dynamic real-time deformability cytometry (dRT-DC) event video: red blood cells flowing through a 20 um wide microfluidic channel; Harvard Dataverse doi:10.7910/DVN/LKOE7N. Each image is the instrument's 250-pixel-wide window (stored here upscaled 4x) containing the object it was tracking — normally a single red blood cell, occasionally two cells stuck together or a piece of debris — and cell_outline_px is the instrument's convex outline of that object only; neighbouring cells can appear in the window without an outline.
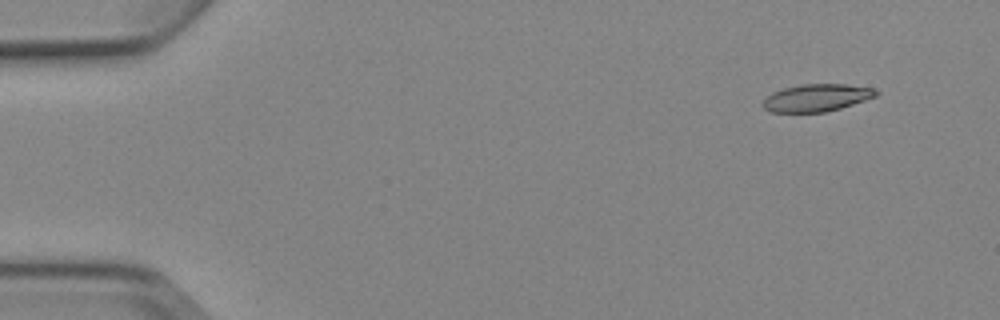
{"species": "Egyptian fruit bat (a non-hibernating species)", "species_latin": "Rousettus aegyptiacus", "temperature_condition": "cold", "stored_images_in_passage": 5, "camera_frame_rate_fps": 3000, "um_per_image_px": 0.085, "animal": {"sex": "female"}, "frame": {"image": 1, "passage_image": 2, "time_ms": 1.333, "image_size_px": [1000, 320], "cell_outline_px": [[880, 92], [876, 96], [840, 108], [824, 112], [772, 112], [764, 108], [760, 104], [772, 92], [784, 88], [800, 84], [844, 84], [872, 88]], "centroid_in_image_um": [69.38, 8.31], "position_along_channel_um": 15.6, "area_um2": 17.92}}
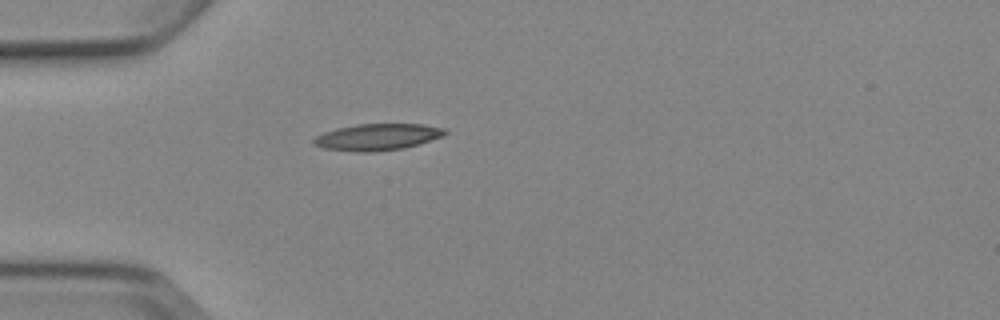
{"frame": {"image": 2, "passage_image": 5, "time_ms": 5.0, "image_size_px": [1000, 320], "cell_outline_px": [[448, 132], [444, 136], [404, 148], [372, 152], [356, 152], [324, 148], [312, 144], [312, 140], [316, 136], [324, 132], [336, 128], [356, 124], [420, 124], [444, 128]], "centroid_in_image_um": [32.06, 11.64], "position_along_channel_um": 52.9, "area_um2": 20.35}}